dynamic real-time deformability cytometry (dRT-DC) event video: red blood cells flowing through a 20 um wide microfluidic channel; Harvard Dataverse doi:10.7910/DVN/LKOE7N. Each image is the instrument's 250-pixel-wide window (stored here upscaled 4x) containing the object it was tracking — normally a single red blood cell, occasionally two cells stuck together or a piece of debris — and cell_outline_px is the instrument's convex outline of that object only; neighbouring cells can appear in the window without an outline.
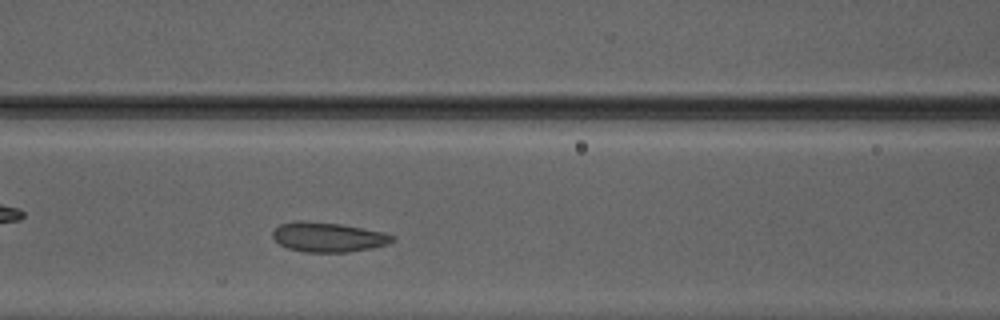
{"species": "Egyptian fruit bat (a non-hibernating species)", "species_latin": "Rousettus aegyptiacus", "temperature_condition": "warm", "stored_images_in_passage": 34, "camera_frame_rate_fps": 3000, "um_per_image_px": 0.085, "animal": {"sex": "male"}, "frame": {"image": 1, "passage_image": 9, "time_ms": 2.667, "image_size_px": [1000, 320], "cell_outline_px": [[396, 240], [388, 244], [372, 248], [348, 252], [304, 252], [288, 248], [280, 244], [272, 236], [272, 232], [280, 224], [296, 220], [300, 220], [340, 224], [384, 232], [396, 236]], "centroid_in_image_um": [27.92, 20.15], "position_along_channel_um": 138.7, "area_um2": 20.75}}
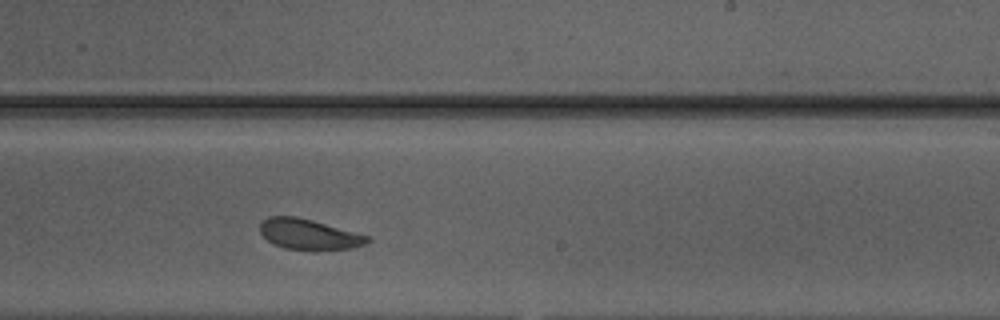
{"frame": {"image": 2, "passage_image": 18, "time_ms": 5.667, "image_size_px": [1000, 320], "cell_outline_px": [[372, 240], [364, 244], [352, 248], [312, 252], [284, 248], [272, 244], [260, 232], [260, 224], [268, 216], [296, 216], [312, 220], [372, 236]], "centroid_in_image_um": [26.3, 19.95], "position_along_channel_um": 262.7, "area_um2": 19.65}}
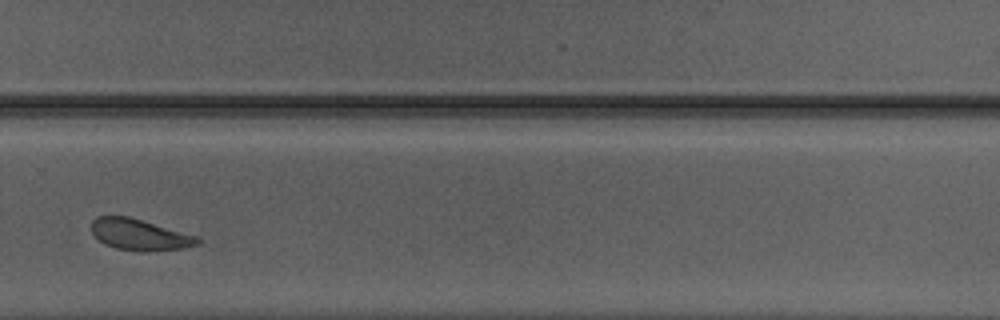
{"frame": {"image": 3, "passage_image": 22, "time_ms": 7.0, "image_size_px": [1000, 320], "cell_outline_px": [[200, 244], [184, 248], [148, 252], [116, 248], [104, 244], [92, 232], [92, 220], [96, 216], [128, 216], [196, 236], [200, 240]], "centroid_in_image_um": [11.86, 19.95], "position_along_channel_um": 317.9, "area_um2": 19.07}, "authors_computed_cell_mechanics": {"area_um2": 20.0566, "velocity_mm_per_s": 4.1459, "shape_relaxation_time_tau1_ms": 1.8446, "shape_relaxation_time_tau2_ms": 1.1373, "deformation_change_tau1": 0.0682, "deformation_change_tau2": 0.0565}}